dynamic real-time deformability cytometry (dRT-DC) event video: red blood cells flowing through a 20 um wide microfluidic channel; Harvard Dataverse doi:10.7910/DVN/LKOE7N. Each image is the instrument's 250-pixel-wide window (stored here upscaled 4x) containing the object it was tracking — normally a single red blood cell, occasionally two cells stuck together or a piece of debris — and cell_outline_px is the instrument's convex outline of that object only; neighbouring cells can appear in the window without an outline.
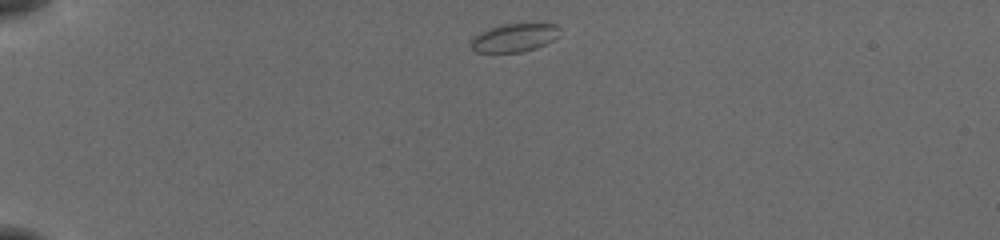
{"species": "common noctule bat (a hibernating species)", "species_latin": "Nyctalus noctula", "temperature_condition": "cold", "stored_images_in_passage": 42, "camera_frame_rate_fps": 3000, "um_per_image_px": 0.085, "animal": {"sex": "female", "body_mass_g": 19.5, "forearm_length_mm": 54.1}, "frame": {"image": 1, "passage_image": 1, "time_ms": 0.0, "image_size_px": [1000, 240], "cell_outline_px": [[560, 36], [536, 48], [520, 52], [476, 52], [468, 44], [472, 36], [488, 28], [504, 24], [556, 24], [560, 28]], "centroid_in_image_um": [43.68, 3.2], "position_along_channel_um": 41.3, "area_um2": 14.74}}
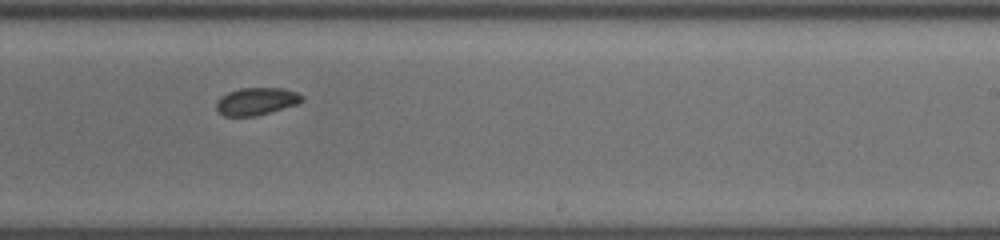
{"frame": {"image": 2, "passage_image": 23, "time_ms": 7.333, "image_size_px": [1000, 240], "cell_outline_px": [[304, 100], [296, 104], [256, 116], [224, 116], [216, 108], [216, 100], [220, 96], [228, 92], [240, 88], [284, 88], [296, 92], [304, 96]], "centroid_in_image_um": [21.78, 8.6], "position_along_channel_um": 267.2, "area_um2": 13.7}}
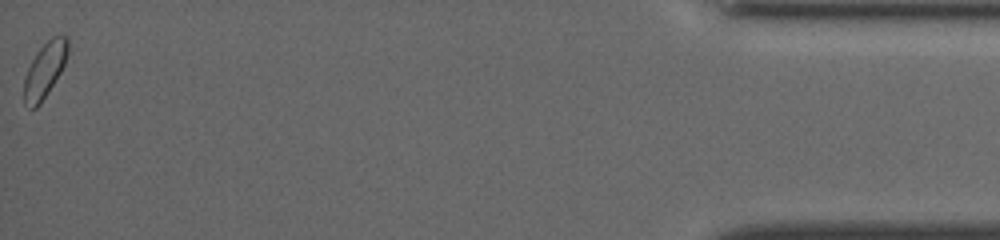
{"frame": {"image": 3, "passage_image": 42, "time_ms": 13.667, "image_size_px": [1000, 240], "cell_outline_px": [[68, 52], [64, 64], [60, 72], [40, 104], [36, 108], [32, 108], [24, 104], [24, 76], [36, 52], [52, 36], [60, 32], [68, 36]], "centroid_in_image_um": [3.82, 5.89], "position_along_channel_um": 431.4, "area_um2": 14.1}, "authors_computed_cell_mechanics": {"area_um2": 14.2477, "velocity_mm_per_s": 3.8305, "shape_relaxation_time_tau1_ms": null, "shape_relaxation_time_tau2_ms": 2.5416, "deformation_change_tau1": null, "deformation_change_tau2": 0.0342}}